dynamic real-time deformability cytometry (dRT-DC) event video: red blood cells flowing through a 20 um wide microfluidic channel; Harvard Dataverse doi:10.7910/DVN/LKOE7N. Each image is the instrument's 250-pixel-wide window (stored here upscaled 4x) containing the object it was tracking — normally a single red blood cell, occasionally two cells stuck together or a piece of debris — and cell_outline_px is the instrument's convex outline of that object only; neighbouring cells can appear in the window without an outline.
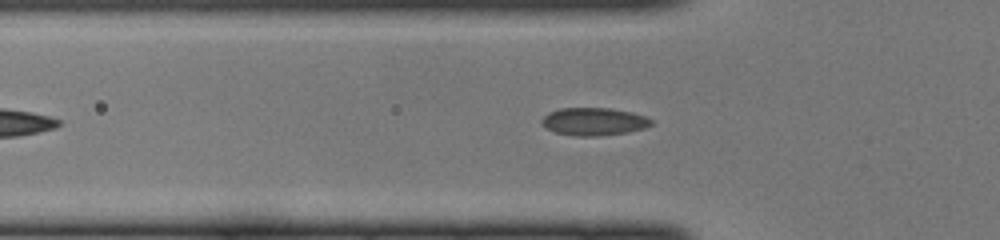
{"species": "common noctule bat (a hibernating species)", "species_latin": "Nyctalus noctula", "temperature_condition": "cold", "stored_images_in_passage": 28, "camera_frame_rate_fps": 3000, "um_per_image_px": 0.085, "animal": {"sex": "female", "body_mass_g": 22.0, "forearm_length_mm": 56.7}, "frame": {"image": 1, "passage_image": 4, "time_ms": 1.0, "image_size_px": [1000, 240], "cell_outline_px": [[652, 124], [644, 128], [628, 132], [596, 136], [576, 136], [556, 132], [540, 124], [540, 120], [548, 112], [560, 108], [612, 108], [632, 112], [644, 116], [652, 120]], "centroid_in_image_um": [50.46, 10.32], "position_along_channel_um": 75.3, "area_um2": 17.69}}
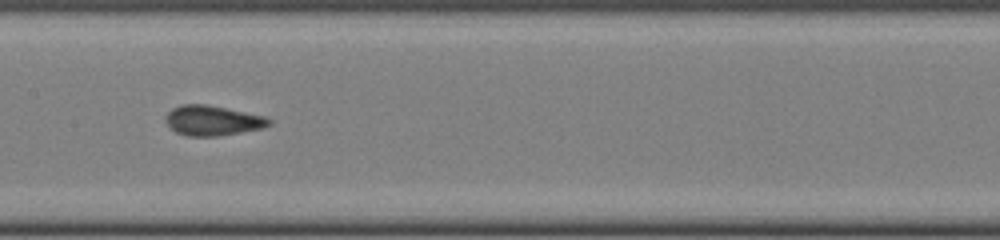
{"frame": {"image": 2, "passage_image": 12, "time_ms": 3.667, "image_size_px": [1000, 240], "cell_outline_px": [[272, 124], [264, 128], [220, 136], [188, 136], [176, 132], [164, 120], [164, 116], [172, 108], [180, 104], [208, 104], [264, 116], [272, 120]], "centroid_in_image_um": [18.07, 10.24], "position_along_channel_um": 189.3, "area_um2": 18.26}}
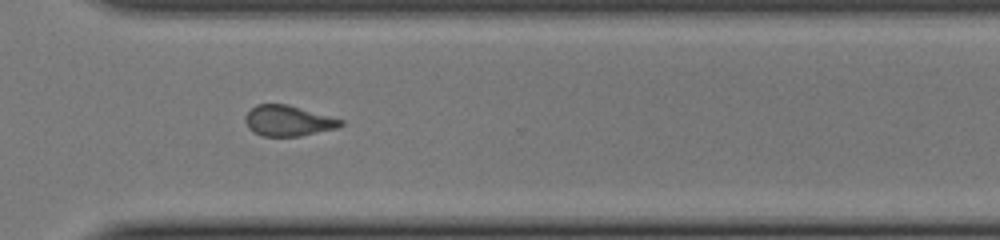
{"frame": {"image": 3, "passage_image": 23, "time_ms": 7.333, "image_size_px": [1000, 240], "cell_outline_px": [[344, 124], [336, 128], [300, 136], [264, 136], [252, 132], [248, 128], [244, 120], [244, 116], [256, 104], [288, 104], [344, 120]], "centroid_in_image_um": [24.47, 10.26], "position_along_channel_um": 346.1, "area_um2": 17.05}}